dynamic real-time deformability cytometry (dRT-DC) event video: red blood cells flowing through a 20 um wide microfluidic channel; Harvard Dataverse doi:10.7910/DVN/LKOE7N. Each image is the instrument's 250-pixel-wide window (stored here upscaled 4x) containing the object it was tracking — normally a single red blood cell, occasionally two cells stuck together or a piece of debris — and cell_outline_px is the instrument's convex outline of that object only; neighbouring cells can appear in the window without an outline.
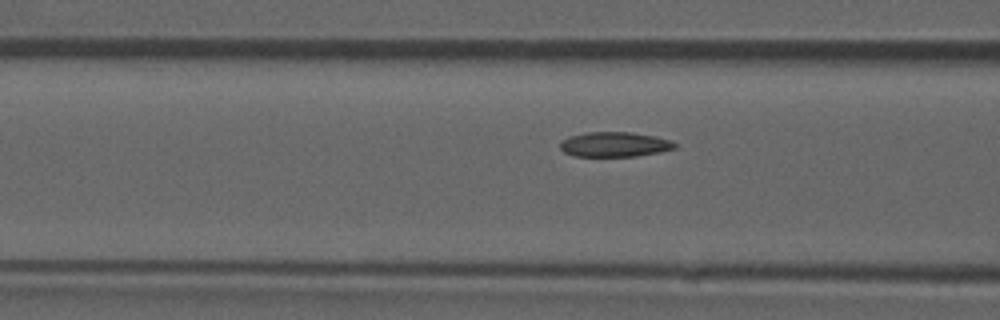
{"species": "common noctule bat (a hibernating species)", "species_latin": "Nyctalus noctula", "temperature_condition": "room temperature", "stored_images_in_passage": 9, "camera_frame_rate_fps": 3000, "um_per_image_px": 0.085, "animal": {"sex": "male", "forearm_length_mm": 52.5}, "frame": {"image": 1, "passage_image": 6, "time_ms": 1.667, "image_size_px": [1000, 320], "cell_outline_px": [[676, 148], [660, 152], [636, 156], [576, 156], [564, 152], [560, 148], [560, 140], [568, 136], [588, 132], [632, 132], [656, 136], [672, 140], [676, 144]], "centroid_in_image_um": [52.24, 12.26], "position_along_channel_um": 114.4, "area_um2": 16.76}}